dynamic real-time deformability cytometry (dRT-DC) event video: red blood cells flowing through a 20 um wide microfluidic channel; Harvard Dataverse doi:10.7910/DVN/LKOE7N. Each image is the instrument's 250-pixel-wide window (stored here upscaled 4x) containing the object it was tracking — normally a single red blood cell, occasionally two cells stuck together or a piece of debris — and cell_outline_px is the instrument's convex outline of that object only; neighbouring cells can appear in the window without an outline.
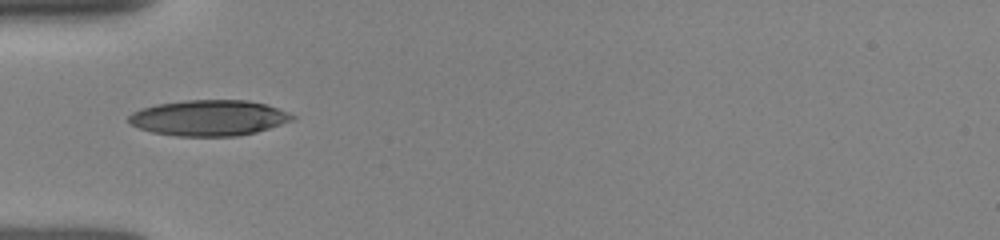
{"species": "human", "species_latin": "Homo sapiens", "temperature_condition": "room temperature", "stored_images_in_passage": 28, "camera_frame_rate_fps": 3000, "um_per_image_px": 0.085, "donor": {"sex": "female"}, "frame": {"image": 1, "passage_image": 1, "time_ms": 0.0, "image_size_px": [1000, 240], "cell_outline_px": [[296, 120], [256, 132], [236, 136], [176, 136], [152, 132], [140, 128], [132, 124], [128, 120], [128, 116], [132, 112], [156, 104], [184, 100], [248, 100], [268, 104], [288, 112], [296, 116]], "centroid_in_image_um": [17.81, 10.01], "position_along_channel_um": 67.2, "area_um2": 34.22}}
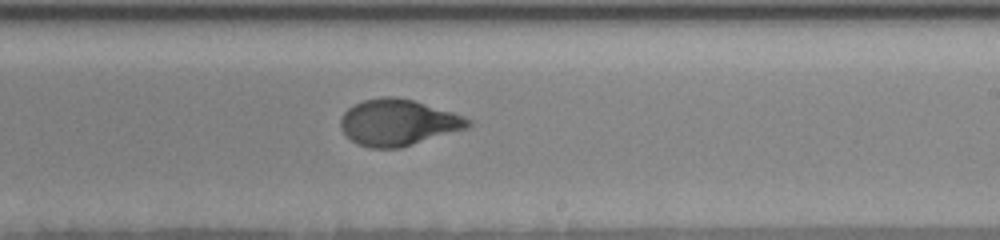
{"frame": {"image": 2, "passage_image": 11, "time_ms": 4.667, "image_size_px": [1000, 240], "cell_outline_px": [[476, 124], [468, 128], [400, 148], [368, 148], [356, 144], [340, 128], [340, 120], [344, 112], [348, 108], [364, 100], [384, 96], [396, 96], [412, 100], [452, 112], [464, 116], [472, 120]], "centroid_in_image_um": [33.86, 10.42], "position_along_channel_um": 255.1, "area_um2": 34.45}}
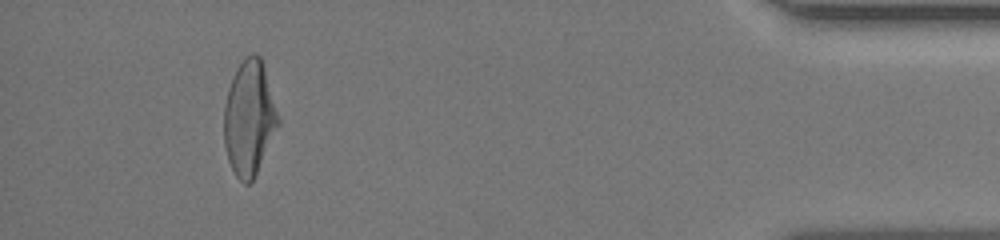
{"frame": {"image": 3, "passage_image": 25, "time_ms": 10.0, "image_size_px": [1000, 240], "cell_outline_px": [[280, 124], [252, 180], [248, 184], [244, 184], [236, 176], [228, 160], [224, 144], [224, 104], [228, 88], [236, 68], [244, 56], [252, 52], [256, 52], [260, 56], [280, 116]], "centroid_in_image_um": [21.18, 9.99], "position_along_channel_um": 414.0, "area_um2": 36.36}}